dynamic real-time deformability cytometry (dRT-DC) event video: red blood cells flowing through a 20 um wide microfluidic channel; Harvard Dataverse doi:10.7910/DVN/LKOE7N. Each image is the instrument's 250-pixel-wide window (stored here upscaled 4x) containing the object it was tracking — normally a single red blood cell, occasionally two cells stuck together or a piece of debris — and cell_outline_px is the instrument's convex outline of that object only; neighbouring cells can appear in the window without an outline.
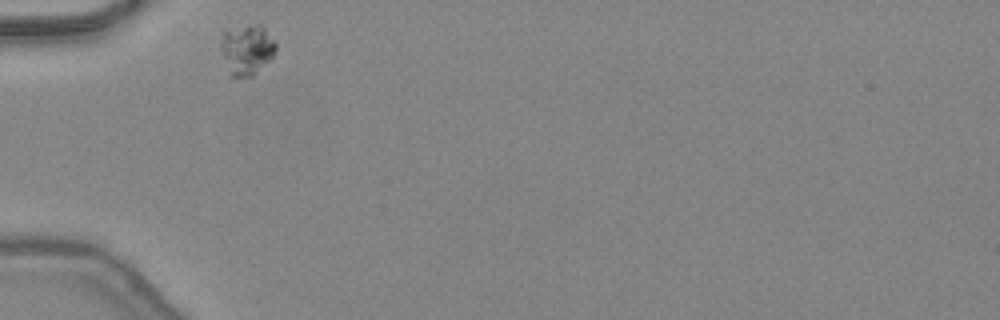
{"species": "common noctule bat (a hibernating species)", "species_latin": "Nyctalus noctula", "temperature_condition": "warm", "stored_images_in_passage": 30, "camera_frame_rate_fps": 3000, "um_per_image_px": 0.085, "animal": {"sex": "female", "body_mass_g": 24.6, "forearm_length_mm": 56.2}, "frame": {"image": 1, "passage_image": 1, "time_ms": 0.0, "image_size_px": [1000, 320], "cell_outline_px": [[276, 52], [252, 76], [228, 76], [220, 48], [220, 32], [256, 24], [264, 24], [276, 44]], "centroid_in_image_um": [20.95, 4.2], "position_along_channel_um": 64.1, "area_um2": 16.24}}
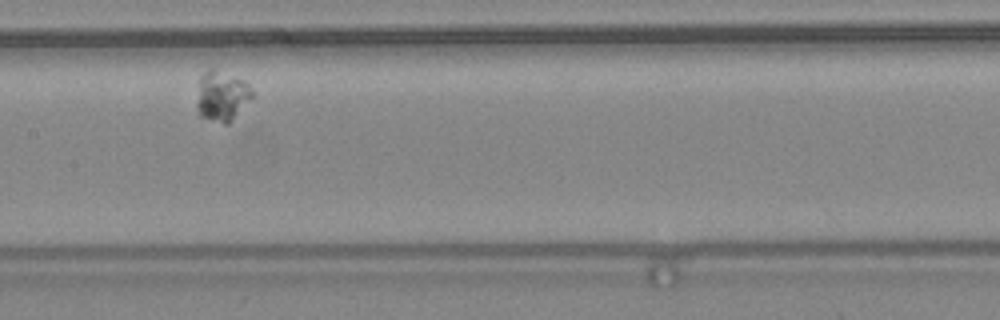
{"frame": {"image": 2, "passage_image": 11, "time_ms": 3.333, "image_size_px": [1000, 320], "cell_outline_px": [[252, 96], [228, 124], [224, 124], [200, 116], [196, 108], [196, 104], [200, 76], [208, 68], [216, 68], [244, 80], [248, 84], [252, 92]], "centroid_in_image_um": [18.81, 8.12], "position_along_channel_um": 188.6, "area_um2": 16.13}}
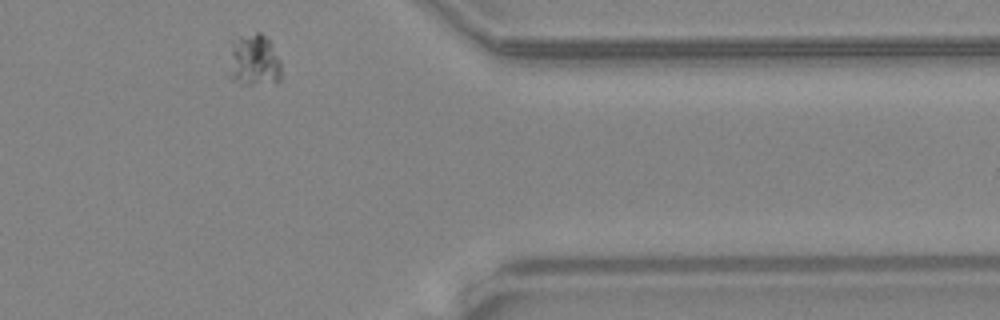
{"frame": {"image": 3, "passage_image": 27, "time_ms": 8.667, "image_size_px": [1000, 320], "cell_outline_px": [[280, 80], [276, 84], [240, 84], [232, 80], [232, 44], [240, 36], [256, 32], [260, 32], [268, 36], [280, 60]], "centroid_in_image_um": [21.68, 5.13], "position_along_channel_um": 389.7, "area_um2": 15.66}}